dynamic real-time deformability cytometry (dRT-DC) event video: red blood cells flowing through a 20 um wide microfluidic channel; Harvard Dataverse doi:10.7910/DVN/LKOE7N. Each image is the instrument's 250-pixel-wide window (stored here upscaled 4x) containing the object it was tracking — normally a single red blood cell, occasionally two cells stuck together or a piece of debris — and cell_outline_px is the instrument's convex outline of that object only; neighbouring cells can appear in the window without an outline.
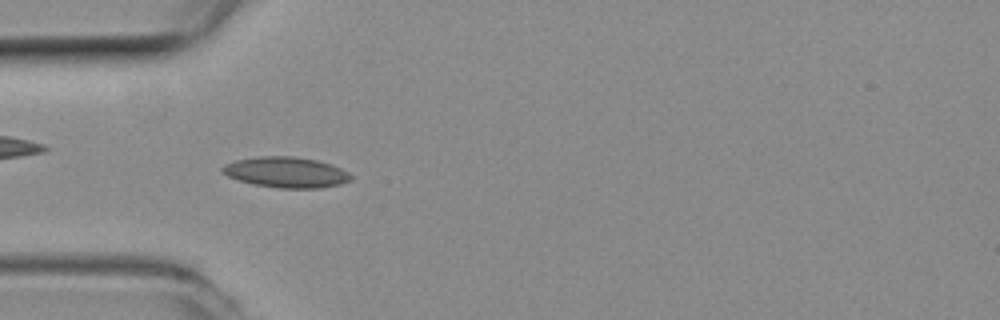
{"species": "common noctule bat (a hibernating species)", "species_latin": "Nyctalus noctula", "temperature_condition": "room temperature", "stored_images_in_passage": 21, "camera_frame_rate_fps": 3000, "um_per_image_px": 0.085, "animal": {"sex": "female", "body_mass_g": 19.3, "forearm_length_mm": 54.1}, "frame": {"image": 1, "passage_image": 3, "time_ms": 0.667, "image_size_px": [1000, 320], "cell_outline_px": [[352, 180], [340, 184], [320, 188], [280, 188], [252, 184], [228, 176], [220, 168], [224, 164], [236, 160], [256, 156], [292, 156], [316, 160], [332, 164], [348, 172], [352, 176]], "centroid_in_image_um": [24.33, 14.64], "position_along_channel_um": 60.7, "area_um2": 22.95}}
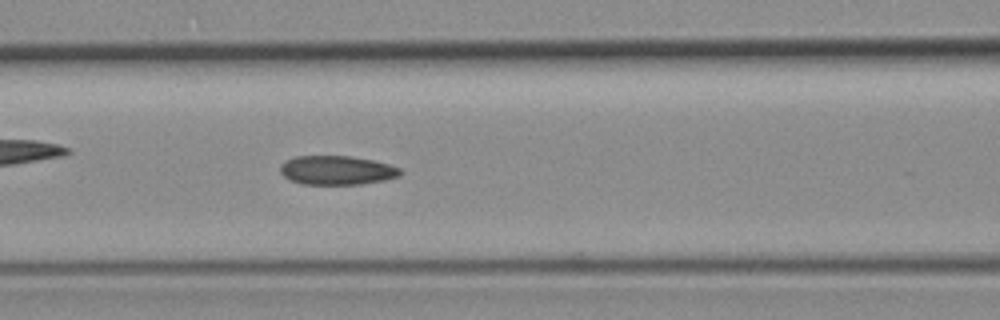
{"frame": {"image": 2, "passage_image": 9, "time_ms": 2.667, "image_size_px": [1000, 320], "cell_outline_px": [[404, 172], [400, 176], [384, 180], [360, 184], [304, 184], [292, 180], [284, 176], [280, 172], [280, 164], [284, 160], [296, 156], [352, 156], [372, 160], [388, 164], [400, 168]], "centroid_in_image_um": [28.64, 14.46], "position_along_channel_um": 138.0, "area_um2": 20.35}}
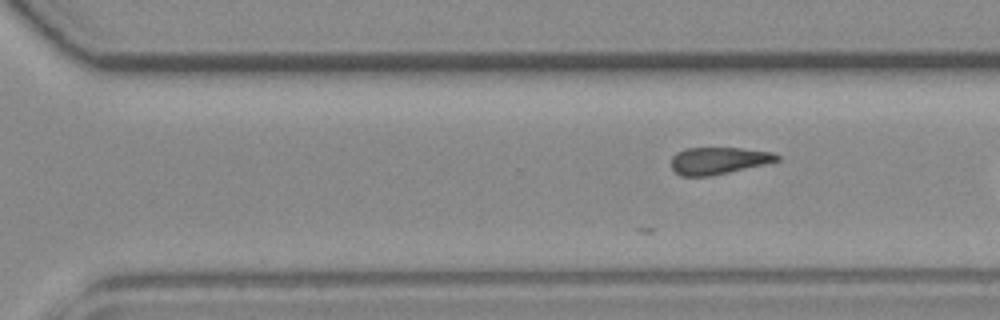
{"frame": {"image": 3, "passage_image": 20, "time_ms": 6.333, "image_size_px": [1000, 320], "cell_outline_px": [[780, 160], [764, 164], [712, 176], [680, 176], [672, 168], [672, 156], [676, 152], [684, 148], [740, 148], [772, 152], [780, 156]], "centroid_in_image_um": [61.05, 13.65], "position_along_channel_um": 309.5, "area_um2": 16.65}}